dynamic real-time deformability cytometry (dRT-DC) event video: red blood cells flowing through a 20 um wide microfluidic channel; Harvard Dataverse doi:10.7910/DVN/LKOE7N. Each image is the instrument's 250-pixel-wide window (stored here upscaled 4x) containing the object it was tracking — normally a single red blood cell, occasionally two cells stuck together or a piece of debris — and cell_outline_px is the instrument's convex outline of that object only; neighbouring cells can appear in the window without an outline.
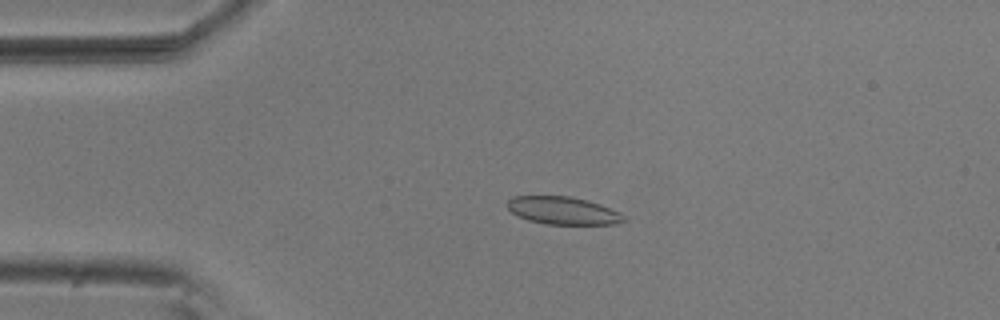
{"species": "common noctule bat (a hibernating species)", "species_latin": "Nyctalus noctula", "temperature_condition": "room temperature", "stored_images_in_passage": 53, "camera_frame_rate_fps": 3000, "um_per_image_px": 0.085, "animal": {"sex": "male", "body_mass_g": 20.5, "forearm_length_mm": 52.5}, "frame": {"image": 1, "passage_image": 11, "time_ms": 3.333, "image_size_px": [1000, 320], "cell_outline_px": [[628, 220], [616, 224], [544, 224], [528, 220], [512, 212], [508, 208], [508, 200], [512, 196], [568, 196], [588, 200], [600, 204], [620, 212]], "centroid_in_image_um": [47.89, 17.9], "position_along_channel_um": 37.1, "area_um2": 18.79}}
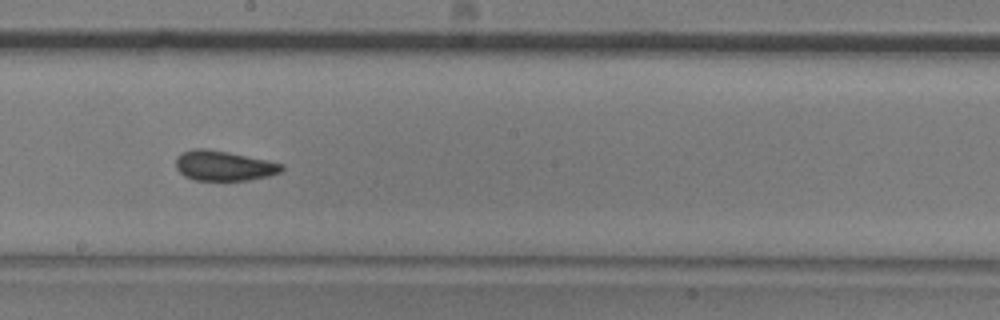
{"frame": {"image": 2, "passage_image": 29, "time_ms": 9.333, "image_size_px": [1000, 320], "cell_outline_px": [[284, 168], [280, 172], [268, 176], [248, 180], [196, 180], [184, 176], [176, 168], [176, 156], [180, 152], [192, 148], [204, 148], [228, 152], [268, 160], [284, 164]], "centroid_in_image_um": [19.0, 14.07], "position_along_channel_um": 229.2, "area_um2": 18.61}}
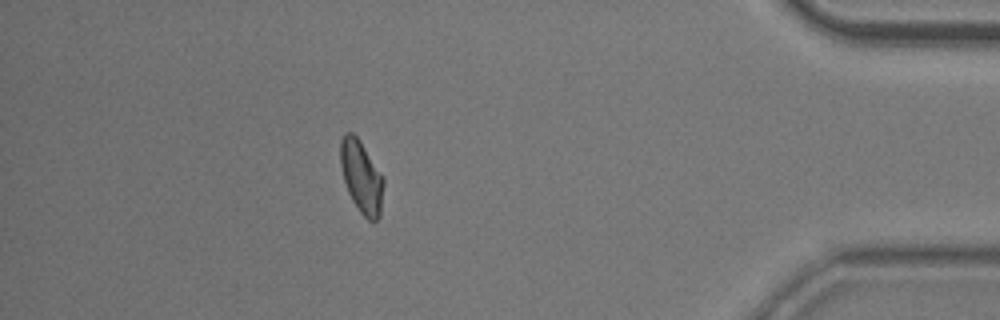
{"frame": {"image": 3, "passage_image": 47, "time_ms": 15.333, "image_size_px": [1000, 320], "cell_outline_px": [[384, 184], [380, 216], [372, 224], [360, 212], [352, 200], [348, 192], [344, 180], [340, 164], [340, 140], [344, 132], [352, 132], [360, 140], [384, 176]], "centroid_in_image_um": [30.73, 15.02], "position_along_channel_um": 404.5, "area_um2": 18.5}, "authors_computed_cell_mechanics": {"area_um2": 18.6116, "velocity_mm_per_s": 3.7026, "shape_relaxation_time_tau1_ms": 10.2183, "shape_relaxation_time_tau2_ms": 2.6958, "deformation_change_tau1": 0.1613, "deformation_change_tau2": 0.0589}}